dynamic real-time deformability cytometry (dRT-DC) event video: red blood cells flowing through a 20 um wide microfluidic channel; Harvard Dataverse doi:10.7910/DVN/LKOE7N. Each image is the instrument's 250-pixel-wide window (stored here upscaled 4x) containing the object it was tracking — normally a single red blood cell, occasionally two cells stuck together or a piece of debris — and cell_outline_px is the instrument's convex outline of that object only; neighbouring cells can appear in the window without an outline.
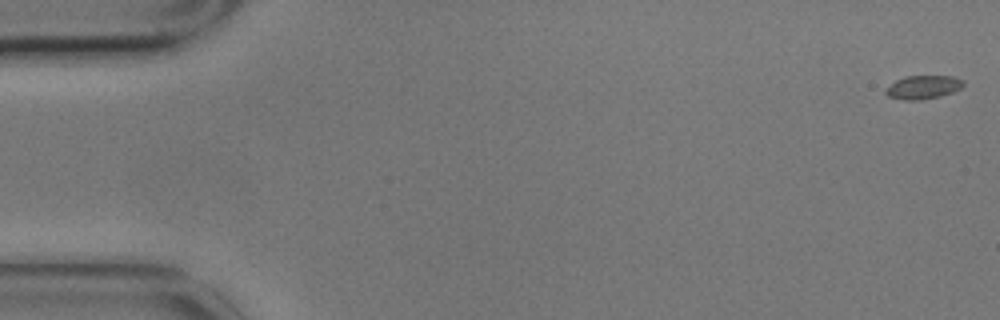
{"species": "common noctule bat (a hibernating species)", "species_latin": "Nyctalus noctula", "temperature_condition": "cold", "stored_images_in_passage": 58, "camera_frame_rate_fps": 3000, "um_per_image_px": 0.085, "animal": {"sex": "male", "body_mass_g": 17.9}, "frame": {"image": 1, "passage_image": 1, "time_ms": 0.0, "image_size_px": [1000, 320], "cell_outline_px": [[964, 84], [960, 88], [952, 92], [940, 96], [920, 100], [904, 100], [888, 96], [884, 92], [884, 88], [896, 80], [904, 76], [952, 76], [964, 80]], "centroid_in_image_um": [78.43, 7.41], "position_along_channel_um": 6.6, "area_um2": 10.69}}
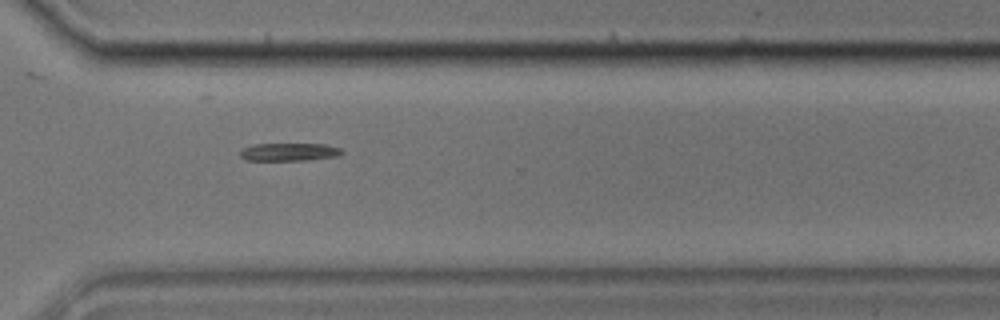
{"frame": {"image": 2, "passage_image": 42, "time_ms": 13.667, "image_size_px": [1000, 320], "cell_outline_px": [[344, 152], [340, 156], [308, 160], [244, 160], [240, 156], [240, 152], [244, 148], [252, 144], [324, 144], [340, 148]], "centroid_in_image_um": [24.6, 12.92], "position_along_channel_um": 346.0, "area_um2": 10.64}}
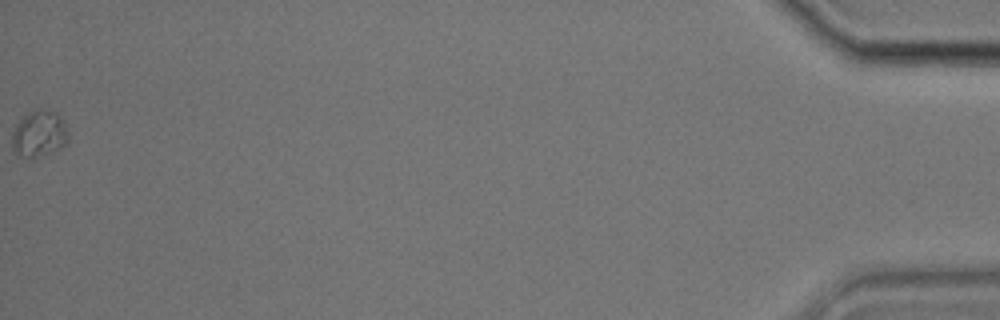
{"frame": {"image": 3, "passage_image": 58, "time_ms": 19.0, "image_size_px": [1000, 320], "cell_outline_px": [[68, 140], [64, 144], [52, 152], [32, 160], [20, 156], [12, 152], [12, 132], [16, 124], [28, 112], [36, 108], [40, 108], [56, 112], [64, 120], [68, 132]], "centroid_in_image_um": [3.3, 11.38], "position_along_channel_um": 431.9, "area_um2": 15.61}, "authors_computed_cell_mechanics": {"area_um2": 11.2132, "velocity_mm_per_s": 3.4711, "shape_relaxation_time_tau1_ms": 3.4793, "shape_relaxation_time_tau2_ms": null, "deformation_change_tau1": 0.1, "deformation_change_tau2": null}}